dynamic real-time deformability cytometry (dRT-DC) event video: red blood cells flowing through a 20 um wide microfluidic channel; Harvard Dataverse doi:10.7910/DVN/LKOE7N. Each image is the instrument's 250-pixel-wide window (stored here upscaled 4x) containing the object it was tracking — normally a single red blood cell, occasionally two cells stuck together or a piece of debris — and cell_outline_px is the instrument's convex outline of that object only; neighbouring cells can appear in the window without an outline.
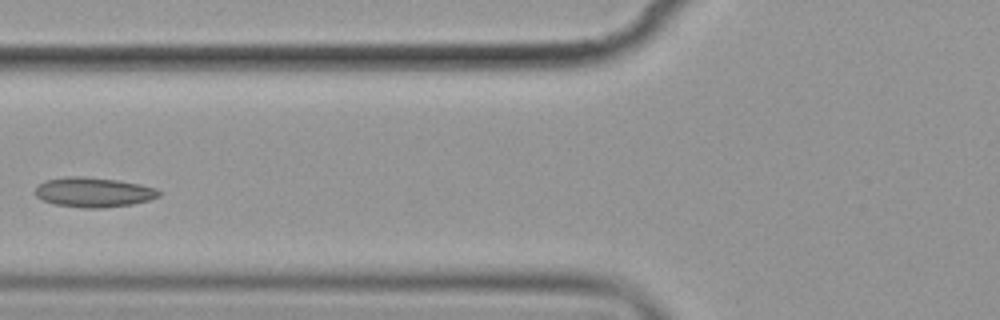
{"species": "common noctule bat (a hibernating species)", "species_latin": "Nyctalus noctula", "temperature_condition": "cold", "stored_images_in_passage": 9, "camera_frame_rate_fps": 3000, "um_per_image_px": 0.085, "animal": {"sex": "female", "body_mass_g": 19.9}, "frame": {"image": 1, "passage_image": 4, "time_ms": 3.667, "image_size_px": [1000, 320], "cell_outline_px": [[164, 192], [160, 196], [148, 200], [132, 204], [104, 208], [84, 208], [56, 204], [44, 200], [36, 196], [36, 188], [44, 180], [64, 176], [80, 176], [120, 180], [140, 184], [156, 188]], "centroid_in_image_um": [8.0, 16.33], "position_along_channel_um": 117.8, "area_um2": 21.56}}
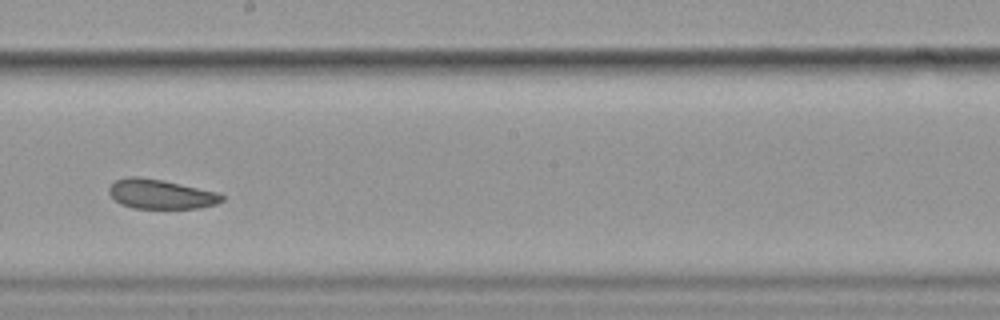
{"frame": {"image": 2, "passage_image": 7, "time_ms": 7.0, "image_size_px": [1000, 320], "cell_outline_px": [[224, 200], [216, 204], [200, 208], [132, 208], [120, 204], [108, 192], [108, 188], [116, 180], [128, 176], [140, 176], [164, 180], [216, 192], [224, 196]], "centroid_in_image_um": [13.65, 16.49], "position_along_channel_um": 234.6, "area_um2": 19.42}}
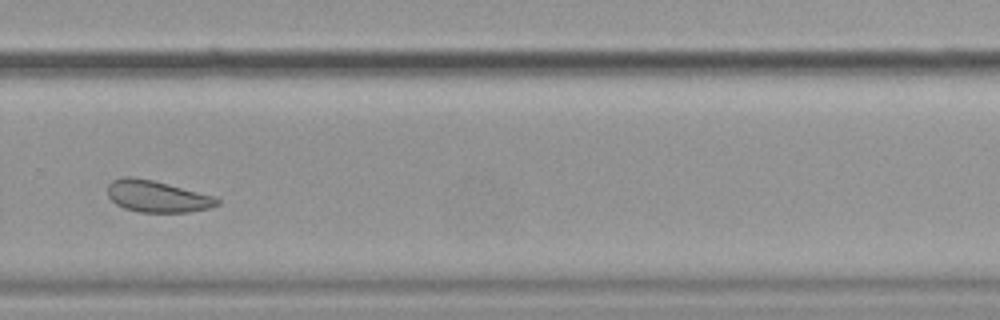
{"frame": {"image": 3, "passage_image": 9, "time_ms": 9.333, "image_size_px": [1000, 320], "cell_outline_px": [[220, 204], [212, 208], [188, 212], [140, 212], [124, 208], [116, 204], [108, 196], [108, 184], [112, 180], [124, 176], [132, 176], [152, 180], [216, 196], [220, 200]], "centroid_in_image_um": [13.38, 16.69], "position_along_channel_um": 316.4, "area_um2": 20.35}}